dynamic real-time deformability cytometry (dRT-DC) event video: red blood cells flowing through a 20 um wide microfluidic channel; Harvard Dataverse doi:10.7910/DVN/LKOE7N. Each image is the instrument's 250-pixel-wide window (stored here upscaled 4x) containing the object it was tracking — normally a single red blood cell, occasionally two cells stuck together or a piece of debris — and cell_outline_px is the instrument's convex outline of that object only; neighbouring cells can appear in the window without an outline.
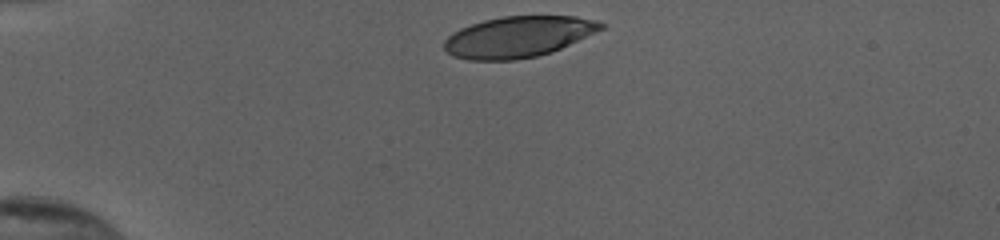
{"species": "human", "species_latin": "Homo sapiens", "temperature_condition": "cold", "stored_images_in_passage": 32, "camera_frame_rate_fps": 3000, "um_per_image_px": 0.085, "donor": {"sex": "female"}, "frame": {"image": 1, "passage_image": 1, "time_ms": 0.0, "image_size_px": [1000, 240], "cell_outline_px": [[604, 28], [552, 52], [536, 56], [516, 60], [468, 60], [452, 56], [444, 48], [444, 40], [452, 32], [460, 28], [484, 20], [504, 16], [576, 16], [596, 20], [604, 24]], "centroid_in_image_um": [44.02, 3.13], "position_along_channel_um": 41.0, "area_um2": 37.4}}
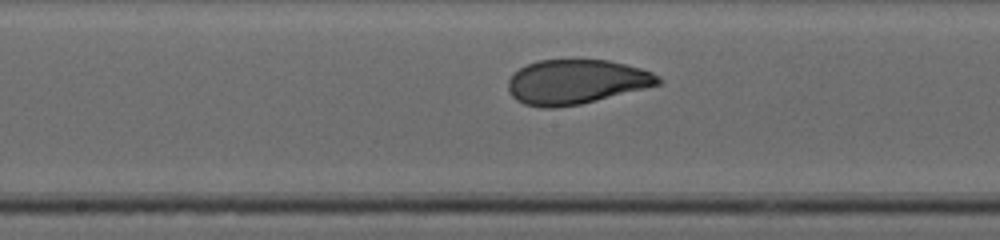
{"frame": {"image": 2, "passage_image": 17, "time_ms": 5.333, "image_size_px": [1000, 240], "cell_outline_px": [[660, 84], [580, 104], [556, 108], [540, 108], [524, 104], [516, 100], [512, 96], [508, 88], [508, 80], [520, 68], [528, 64], [540, 60], [608, 60], [640, 68], [652, 72], [660, 76]], "centroid_in_image_um": [48.95, 6.96], "position_along_channel_um": 199.2, "area_um2": 38.61}}
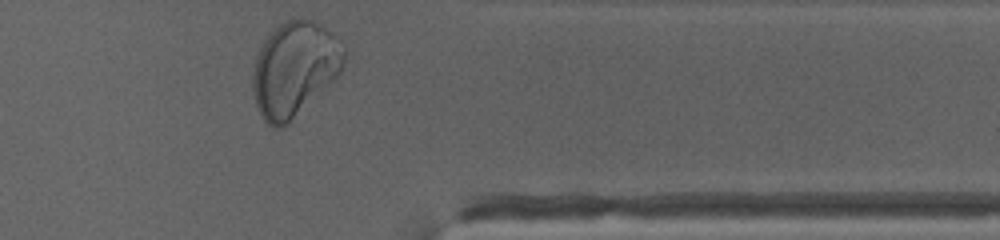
{"frame": {"image": 3, "passage_image": 32, "time_ms": 10.333, "image_size_px": [1000, 240], "cell_outline_px": [[344, 64], [340, 72], [284, 128], [272, 128], [264, 120], [256, 104], [252, 88], [252, 76], [256, 56], [268, 32], [284, 20], [312, 20], [332, 32], [340, 40], [344, 48]], "centroid_in_image_um": [25.0, 5.86], "position_along_channel_um": 386.4, "area_um2": 50.05}, "authors_computed_cell_mechanics": {"area_um2": 39.593, "velocity_mm_per_s": 3.872, "shape_relaxation_time_tau1_ms": 3.5425, "shape_relaxation_time_tau2_ms": null, "deformation_change_tau1": 0.1864, "deformation_change_tau2": null}}